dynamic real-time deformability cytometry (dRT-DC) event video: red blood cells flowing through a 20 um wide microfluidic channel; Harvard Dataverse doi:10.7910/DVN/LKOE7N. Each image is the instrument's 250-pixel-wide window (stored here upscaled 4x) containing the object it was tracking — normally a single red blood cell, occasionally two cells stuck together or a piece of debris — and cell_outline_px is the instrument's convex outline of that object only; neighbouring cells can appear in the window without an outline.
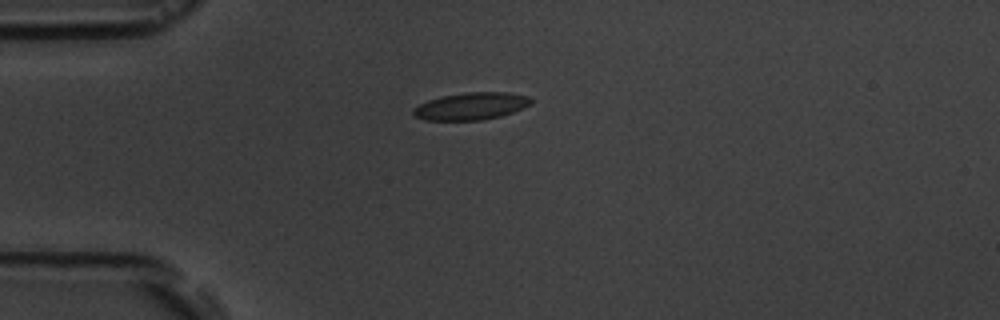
{"species": "common noctule bat (a hibernating species)", "species_latin": "Nyctalus noctula", "temperature_condition": "room temperature", "stored_images_in_passage": 5, "camera_frame_rate_fps": 3000, "um_per_image_px": 0.085, "animal": {"sex": "male", "body_mass_g": 19.5, "forearm_length_mm": 54.6}, "frame": {"image": 1, "passage_image": 1, "time_ms": 0.0, "image_size_px": [1000, 320], "cell_outline_px": [[532, 104], [512, 112], [500, 116], [480, 120], [424, 120], [412, 116], [412, 108], [428, 100], [440, 96], [464, 92], [508, 92], [528, 96], [532, 100]], "centroid_in_image_um": [40.0, 9.02], "position_along_channel_um": 45.0, "area_um2": 18.84}}
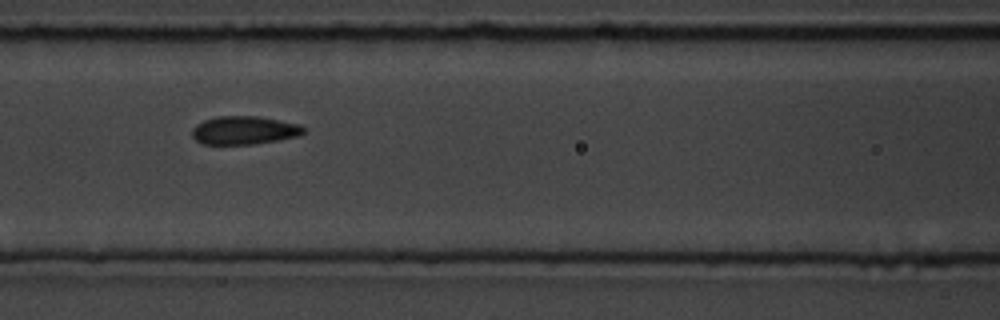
{"frame": {"image": 2, "passage_image": 4, "time_ms": 3.333, "image_size_px": [1000, 320], "cell_outline_px": [[304, 132], [300, 136], [252, 144], [200, 144], [192, 136], [192, 128], [196, 124], [204, 120], [216, 116], [256, 116], [300, 124], [304, 128]], "centroid_in_image_um": [20.72, 11.07], "position_along_channel_um": 145.9, "area_um2": 18.38}}
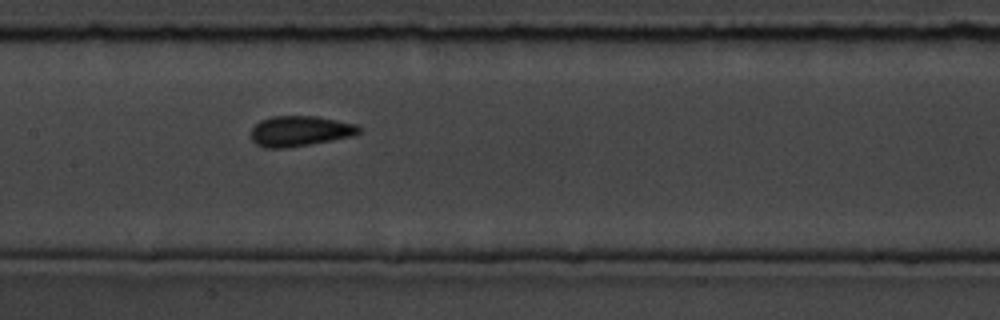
{"frame": {"image": 3, "passage_image": 5, "time_ms": 4.333, "image_size_px": [1000, 320], "cell_outline_px": [[364, 128], [360, 132], [352, 136], [312, 144], [284, 148], [264, 148], [256, 144], [252, 140], [252, 128], [260, 120], [272, 116], [316, 116], [356, 124]], "centroid_in_image_um": [25.51, 11.14], "position_along_channel_um": 181.9, "area_um2": 19.19}}